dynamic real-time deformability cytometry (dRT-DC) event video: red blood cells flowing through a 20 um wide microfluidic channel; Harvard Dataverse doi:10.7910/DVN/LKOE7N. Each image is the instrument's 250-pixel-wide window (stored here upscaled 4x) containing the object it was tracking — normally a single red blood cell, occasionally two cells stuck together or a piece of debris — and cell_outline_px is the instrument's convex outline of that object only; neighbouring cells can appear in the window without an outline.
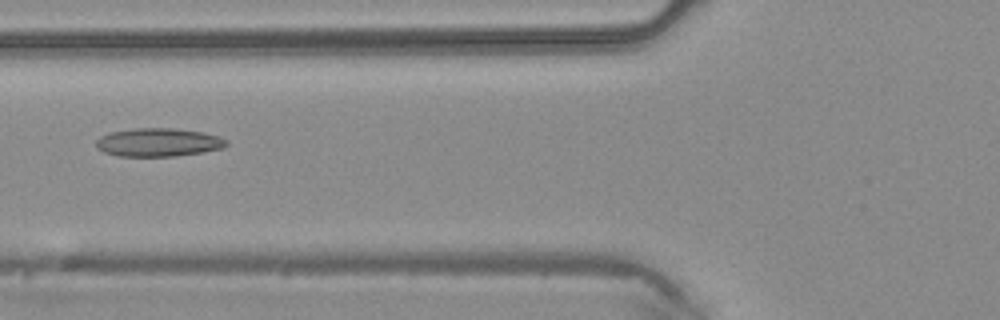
{"species": "common noctule bat (a hibernating species)", "species_latin": "Nyctalus noctula", "temperature_condition": "warm", "stored_images_in_passage": 32, "camera_frame_rate_fps": 3000, "um_per_image_px": 0.085, "animal": {"sex": "male", "body_mass_g": 20.4}, "frame": {"image": 1, "passage_image": 4, "time_ms": 1.0, "image_size_px": [1000, 320], "cell_outline_px": [[228, 144], [224, 148], [176, 156], [116, 156], [104, 152], [96, 148], [96, 140], [100, 136], [108, 132], [136, 128], [172, 128], [204, 132], [220, 136], [228, 140]], "centroid_in_image_um": [13.46, 12.09], "position_along_channel_um": 112.3, "area_um2": 21.73}}
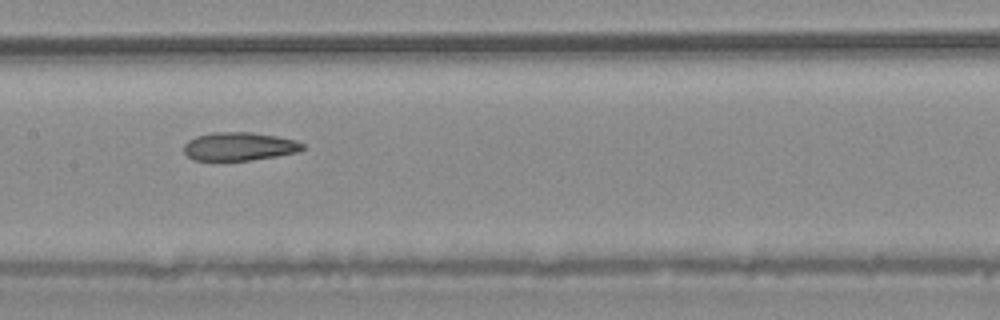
{"frame": {"image": 2, "passage_image": 9, "time_ms": 2.667, "image_size_px": [1000, 320], "cell_outline_px": [[304, 148], [300, 152], [276, 156], [248, 160], [192, 160], [184, 152], [184, 144], [188, 140], [196, 136], [212, 132], [252, 132], [276, 136], [296, 140], [304, 144]], "centroid_in_image_um": [20.34, 12.44], "position_along_channel_um": 187.1, "area_um2": 19.65}}
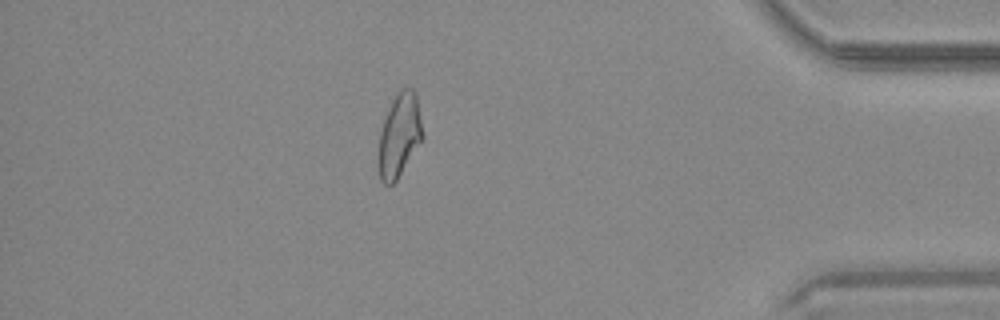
{"frame": {"image": 3, "passage_image": 26, "time_ms": 8.333, "image_size_px": [1000, 320], "cell_outline_px": [[424, 136], [396, 180], [392, 184], [384, 184], [380, 180], [376, 164], [376, 160], [380, 132], [384, 120], [392, 100], [400, 88], [412, 88], [416, 92]], "centroid_in_image_um": [33.91, 11.51], "position_along_channel_um": 401.3, "area_um2": 21.62}}